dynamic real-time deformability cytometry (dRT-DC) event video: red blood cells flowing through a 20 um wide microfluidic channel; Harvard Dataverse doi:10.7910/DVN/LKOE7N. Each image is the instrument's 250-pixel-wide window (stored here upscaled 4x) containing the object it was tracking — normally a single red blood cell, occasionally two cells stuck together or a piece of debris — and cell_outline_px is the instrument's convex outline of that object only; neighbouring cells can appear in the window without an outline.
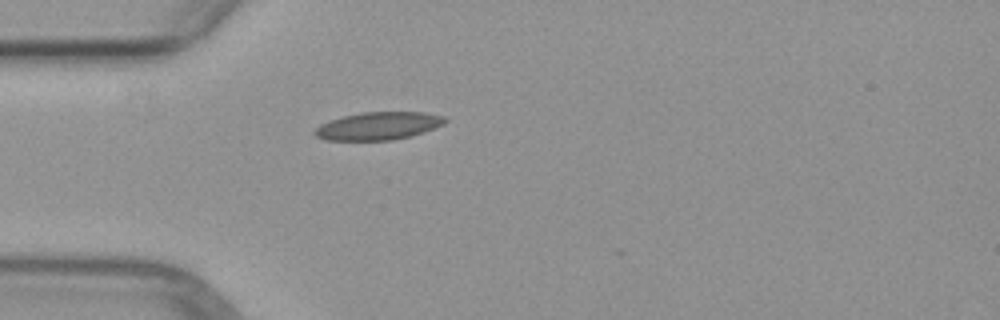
{"species": "common noctule bat (a hibernating species)", "species_latin": "Nyctalus noctula", "temperature_condition": "warm", "stored_images_in_passage": 1, "camera_frame_rate_fps": 3000, "um_per_image_px": 0.085, "animal": {"sex": "female", "body_mass_g": 29.2, "forearm_length_mm": 56.3}, "frame": {"image": 1, "passage_image": 1, "time_ms": 0.0, "image_size_px": [1000, 320], "cell_outline_px": [[448, 120], [444, 124], [424, 132], [412, 136], [392, 140], [324, 140], [316, 136], [312, 132], [320, 124], [344, 116], [360, 112], [424, 112], [444, 116]], "centroid_in_image_um": [32.18, 10.7], "position_along_channel_um": 52.8, "area_um2": 21.15}}